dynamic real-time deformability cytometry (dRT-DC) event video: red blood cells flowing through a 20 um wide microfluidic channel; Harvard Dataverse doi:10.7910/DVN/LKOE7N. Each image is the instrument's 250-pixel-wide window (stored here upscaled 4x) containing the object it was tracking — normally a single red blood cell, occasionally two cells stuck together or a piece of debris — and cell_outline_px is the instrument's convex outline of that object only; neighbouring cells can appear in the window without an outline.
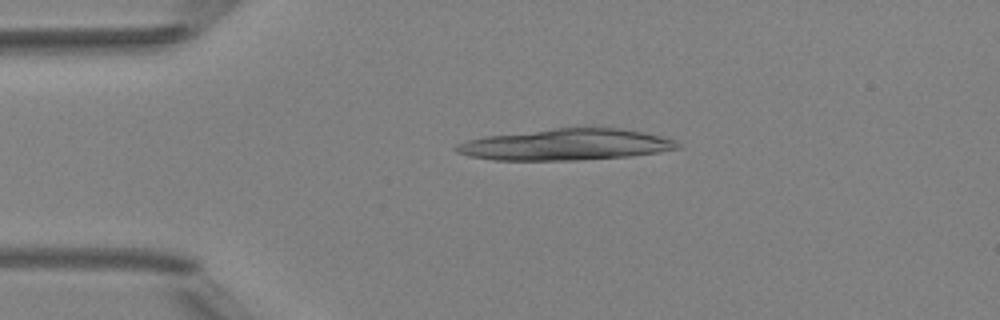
{"species": "Egyptian fruit bat (a non-hibernating species)", "species_latin": "Rousettus aegyptiacus", "temperature_condition": "room temperature", "stored_images_in_passage": 4, "camera_frame_rate_fps": 3000, "um_per_image_px": 0.085, "animal": {"sex": "female"}, "frame": {"image": 1, "passage_image": 3, "time_ms": 2.333, "image_size_px": [1000, 320], "cell_outline_px": [[680, 148], [660, 152], [628, 156], [580, 160], [492, 160], [468, 156], [456, 152], [452, 148], [456, 144], [468, 140], [484, 136], [552, 128], [624, 128], [644, 132], [676, 140], [680, 144]], "centroid_in_image_um": [48.08, 12.29], "position_along_channel_um": 36.9, "area_um2": 40.63}}